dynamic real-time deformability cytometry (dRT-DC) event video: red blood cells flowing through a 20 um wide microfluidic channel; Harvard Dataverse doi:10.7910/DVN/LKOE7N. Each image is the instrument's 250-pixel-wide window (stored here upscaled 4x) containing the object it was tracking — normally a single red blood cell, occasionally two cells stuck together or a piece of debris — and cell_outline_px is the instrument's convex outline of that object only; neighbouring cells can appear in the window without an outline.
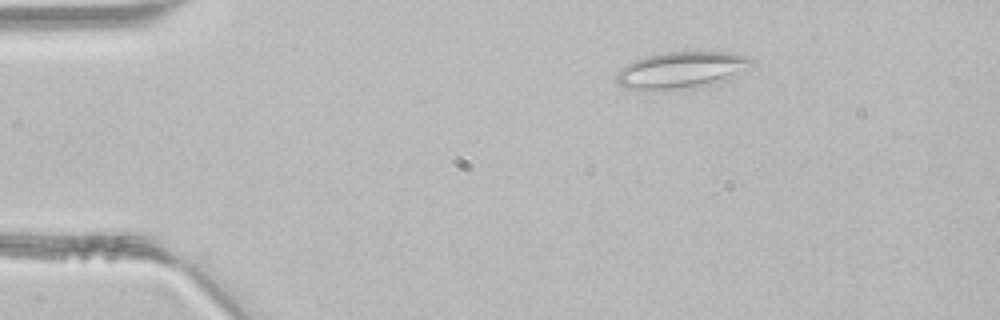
{"species": "common noctule bat (a hibernating species)", "species_latin": "Nyctalus noctula", "temperature_condition": "room temperature", "stored_images_in_passage": 2, "camera_frame_rate_fps": 3000, "um_per_image_px": 0.085, "animal": {"sex": "male", "body_mass_g": 21.5, "forearm_length_mm": 52.0}, "frame": {"image": 1, "passage_image": 1, "time_ms": 0.0, "image_size_px": [1000, 320], "cell_outline_px": [[756, 64], [728, 80], [716, 84], [692, 88], [624, 88], [616, 80], [616, 76], [620, 68], [632, 60], [644, 56], [664, 52], [728, 52], [752, 56]], "centroid_in_image_um": [58.02, 5.92], "position_along_channel_um": 27.0, "area_um2": 29.07}}